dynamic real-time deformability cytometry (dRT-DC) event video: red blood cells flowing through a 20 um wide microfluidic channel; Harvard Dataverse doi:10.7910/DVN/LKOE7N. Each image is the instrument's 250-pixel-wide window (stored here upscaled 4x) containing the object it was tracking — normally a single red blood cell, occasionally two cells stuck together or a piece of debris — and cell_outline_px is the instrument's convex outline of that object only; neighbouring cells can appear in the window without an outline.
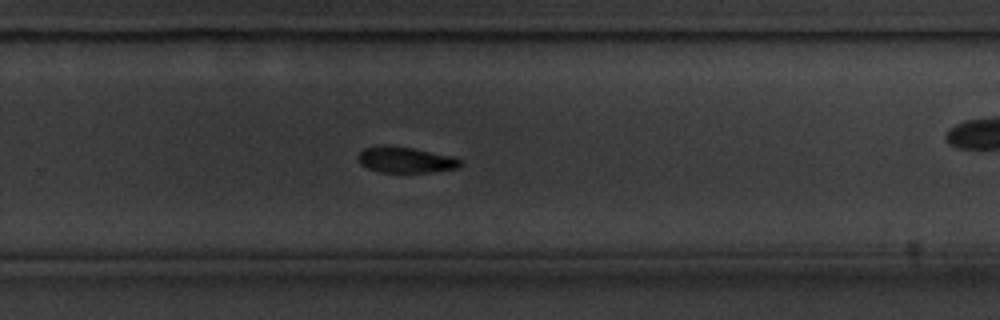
{"species": "common noctule bat (a hibernating species)", "species_latin": "Nyctalus noctula", "temperature_condition": "cold", "stored_images_in_passage": 49, "camera_frame_rate_fps": 3000, "um_per_image_px": 0.085, "animal": {"sex": "male", "body_mass_g": 20.1, "forearm_length_mm": 53.5}, "frame": {"image": 1, "passage_image": 28, "time_ms": 9.0, "image_size_px": [1000, 320], "cell_outline_px": [[464, 164], [456, 168], [432, 172], [380, 172], [368, 168], [360, 164], [360, 152], [364, 148], [376, 144], [384, 144], [412, 148], [452, 156], [460, 160]], "centroid_in_image_um": [34.46, 13.57], "position_along_channel_um": 295.3, "area_um2": 15.43}, "authors_computed_cell_mechanics": {"area_um2": 16.473, "velocity_mm_per_s": 3.5287, "shape_relaxation_time_tau1_ms": 1.7027, "shape_relaxation_time_tau2_ms": null, "deformation_change_tau1": 0.1002, "deformation_change_tau2": null}}